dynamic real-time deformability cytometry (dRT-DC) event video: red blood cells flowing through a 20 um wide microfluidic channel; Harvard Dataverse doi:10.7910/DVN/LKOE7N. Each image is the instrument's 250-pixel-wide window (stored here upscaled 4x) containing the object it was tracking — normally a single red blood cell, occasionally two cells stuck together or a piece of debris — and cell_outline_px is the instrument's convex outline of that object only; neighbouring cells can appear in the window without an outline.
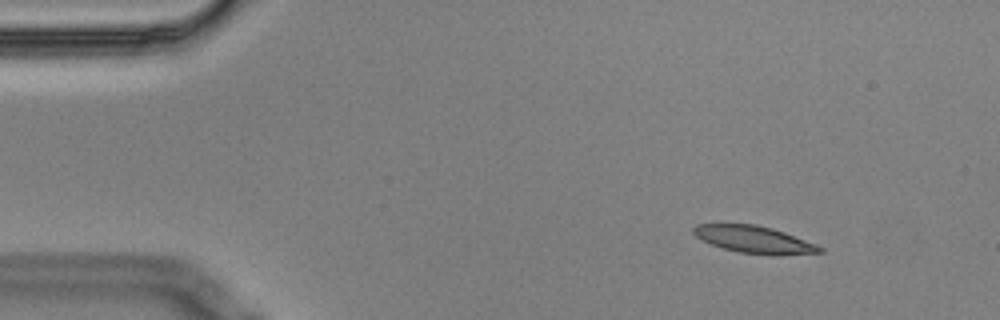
{"species": "Egyptian fruit bat (a non-hibernating species)", "species_latin": "Rousettus aegyptiacus", "temperature_condition": "cold", "stored_images_in_passage": 5, "camera_frame_rate_fps": 3000, "um_per_image_px": 0.085, "animal": {"sex": "male"}, "frame": {"image": 1, "passage_image": 2, "time_ms": 0.333, "image_size_px": [1000, 320], "cell_outline_px": [[824, 252], [776, 256], [740, 252], [724, 248], [712, 244], [696, 236], [692, 232], [692, 228], [696, 224], [756, 224], [772, 228], [784, 232], [816, 244], [824, 248]], "centroid_in_image_um": [64.14, 20.36], "position_along_channel_um": 20.9, "area_um2": 19.94}}